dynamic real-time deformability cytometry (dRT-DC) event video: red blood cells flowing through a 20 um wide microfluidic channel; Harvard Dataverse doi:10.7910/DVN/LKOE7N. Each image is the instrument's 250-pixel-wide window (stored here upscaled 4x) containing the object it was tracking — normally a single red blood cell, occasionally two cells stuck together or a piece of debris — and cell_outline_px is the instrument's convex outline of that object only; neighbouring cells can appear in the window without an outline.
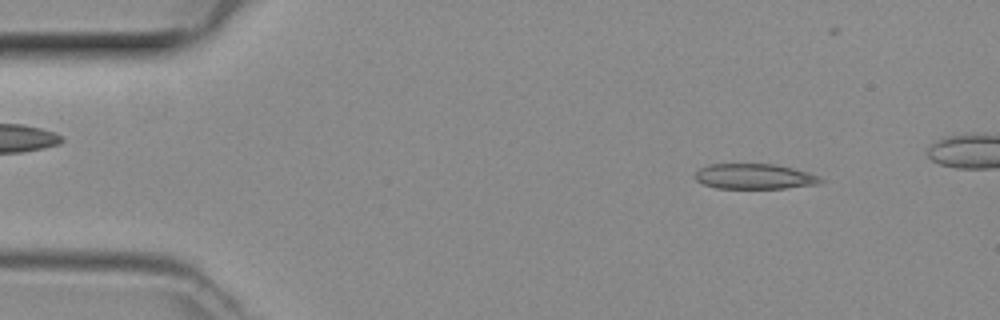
{"species": "common noctule bat (a hibernating species)", "species_latin": "Nyctalus noctula", "temperature_condition": "room temperature", "stored_images_in_passage": 43, "camera_frame_rate_fps": 3000, "um_per_image_px": 0.085, "animal": {"sex": "female", "body_mass_g": 29.2, "forearm_length_mm": 56.3}, "frame": {"image": 1, "passage_image": 5, "time_ms": 1.333, "image_size_px": [1000, 320], "cell_outline_px": [[824, 180], [820, 184], [784, 188], [716, 188], [704, 184], [696, 180], [696, 172], [700, 168], [708, 164], [776, 164], [808, 172], [820, 176]], "centroid_in_image_um": [64.16, 14.99], "position_along_channel_um": 20.8, "area_um2": 18.5}}
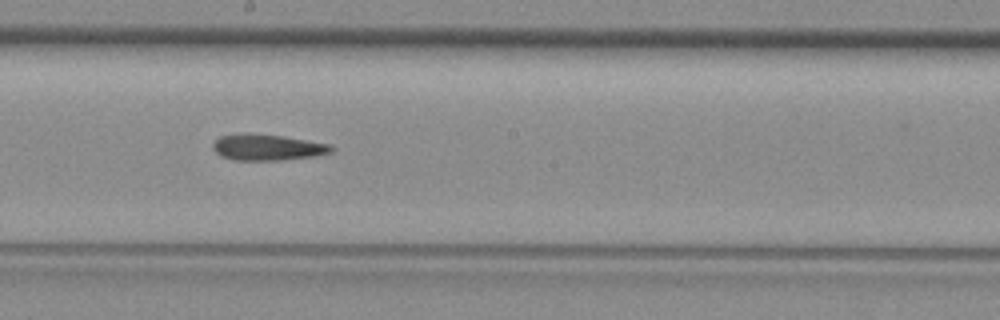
{"frame": {"image": 2, "passage_image": 25, "time_ms": 8.0, "image_size_px": [1000, 320], "cell_outline_px": [[336, 148], [332, 152], [316, 156], [284, 160], [232, 160], [220, 156], [212, 148], [212, 144], [220, 136], [284, 136], [332, 144]], "centroid_in_image_um": [22.84, 12.57], "position_along_channel_um": 225.4, "area_um2": 17.51}}
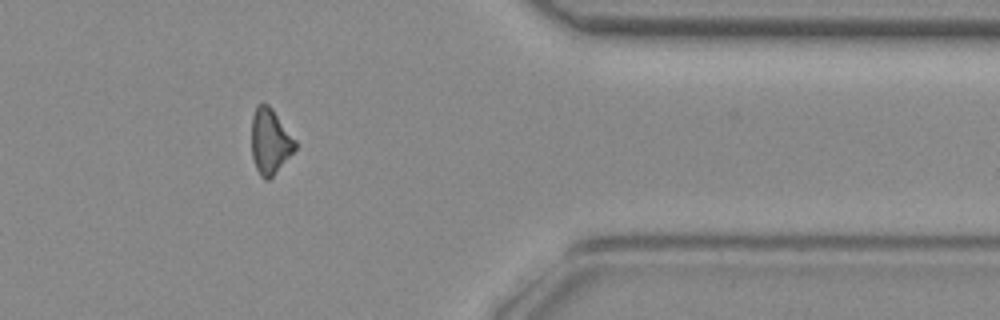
{"frame": {"image": 3, "passage_image": 38, "time_ms": 12.333, "image_size_px": [1000, 320], "cell_outline_px": [[296, 148], [272, 176], [268, 180], [264, 180], [260, 176], [256, 168], [252, 156], [252, 116], [256, 104], [268, 104], [272, 108], [296, 140]], "centroid_in_image_um": [22.94, 12.0], "position_along_channel_um": 388.5, "area_um2": 16.47}}